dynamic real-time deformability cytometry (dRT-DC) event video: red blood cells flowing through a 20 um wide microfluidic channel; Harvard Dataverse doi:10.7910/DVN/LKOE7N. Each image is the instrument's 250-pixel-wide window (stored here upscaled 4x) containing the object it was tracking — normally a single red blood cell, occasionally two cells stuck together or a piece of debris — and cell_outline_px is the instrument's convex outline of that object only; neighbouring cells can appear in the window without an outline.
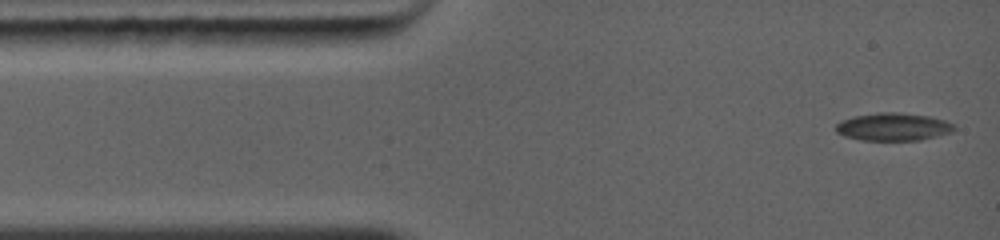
{"species": "common noctule bat (a hibernating species)", "species_latin": "Nyctalus noctula", "temperature_condition": "warm", "stored_images_in_passage": 4, "camera_frame_rate_fps": 5000, "um_per_image_px": 0.085, "animal": {"sex": "female", "body_mass_g": 19.0, "forearm_length_mm": 56.7}, "frame": {"image": 1, "passage_image": 1, "time_ms": 0.0, "image_size_px": [1000, 240], "cell_outline_px": [[956, 128], [952, 132], [920, 140], [860, 140], [844, 136], [836, 132], [836, 124], [852, 116], [880, 112], [896, 112], [928, 116], [944, 120], [952, 124]], "centroid_in_image_um": [75.91, 10.78], "position_along_channel_um": 9.1, "area_um2": 19.02}}
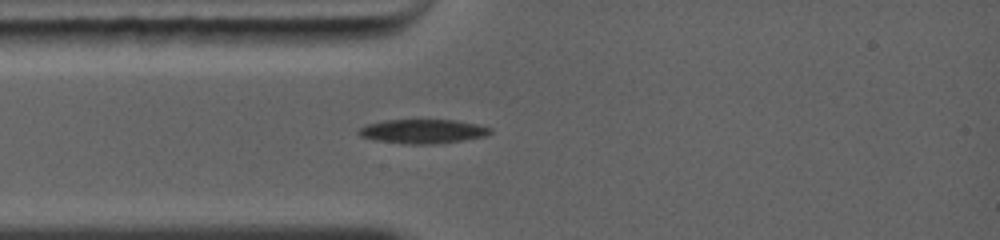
{"frame": {"image": 2, "passage_image": 4, "time_ms": 2.4, "image_size_px": [1000, 240], "cell_outline_px": [[492, 132], [488, 136], [440, 144], [404, 144], [376, 140], [360, 136], [356, 132], [360, 128], [368, 124], [388, 120], [452, 120], [476, 124], [492, 128]], "centroid_in_image_um": [35.97, 11.18], "position_along_channel_um": 49.0, "area_um2": 18.55}}